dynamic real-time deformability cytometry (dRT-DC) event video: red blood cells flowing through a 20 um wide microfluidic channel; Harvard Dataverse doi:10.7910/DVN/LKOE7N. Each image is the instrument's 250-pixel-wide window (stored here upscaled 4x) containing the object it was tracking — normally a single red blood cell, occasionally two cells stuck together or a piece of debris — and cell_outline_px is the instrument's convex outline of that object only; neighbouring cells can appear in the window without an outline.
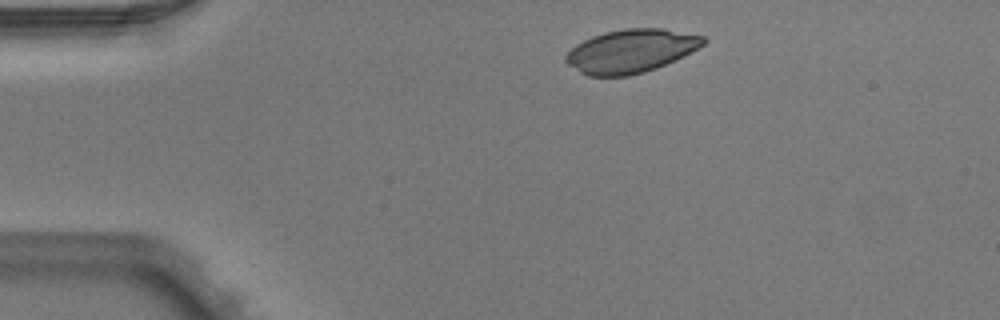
{"species": "Egyptian fruit bat (a non-hibernating species)", "species_latin": "Rousettus aegyptiacus", "temperature_condition": "warm", "stored_images_in_passage": 4, "camera_frame_rate_fps": 3000, "um_per_image_px": 0.085, "animal": {"sex": "male"}, "frame": {"image": 1, "passage_image": 1, "time_ms": 0.0, "image_size_px": [1000, 320], "cell_outline_px": [[708, 40], [704, 44], [684, 56], [656, 68], [644, 72], [628, 76], [588, 76], [580, 72], [568, 64], [564, 60], [564, 56], [576, 44], [592, 36], [604, 32], [624, 28], [660, 28], [704, 36]], "centroid_in_image_um": [53.61, 4.34], "position_along_channel_um": 31.4, "area_um2": 34.74}}